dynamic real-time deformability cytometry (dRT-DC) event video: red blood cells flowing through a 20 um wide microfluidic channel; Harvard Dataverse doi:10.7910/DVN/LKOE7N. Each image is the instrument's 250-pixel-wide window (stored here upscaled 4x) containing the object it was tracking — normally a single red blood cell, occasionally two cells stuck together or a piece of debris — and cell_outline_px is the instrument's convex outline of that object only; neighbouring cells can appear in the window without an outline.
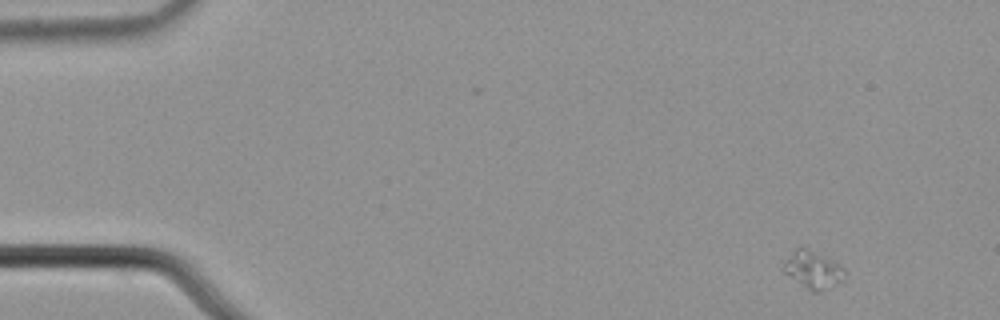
{"species": "common noctule bat (a hibernating species)", "species_latin": "Nyctalus noctula", "temperature_condition": "cold", "stored_images_in_passage": 6, "camera_frame_rate_fps": 3000, "um_per_image_px": 0.085, "animal": {"sex": "male", "body_mass_g": 21.5, "forearm_length_mm": 52.0}, "frame": {"image": 1, "passage_image": 1, "time_ms": 0.0, "image_size_px": [1000, 320], "cell_outline_px": [[844, 280], [820, 292], [812, 292], [784, 272], [780, 268], [784, 260], [796, 248], [804, 248], [828, 256], [840, 264], [844, 268]], "centroid_in_image_um": [69.11, 22.92], "position_along_channel_um": 15.9, "area_um2": 13.41}}
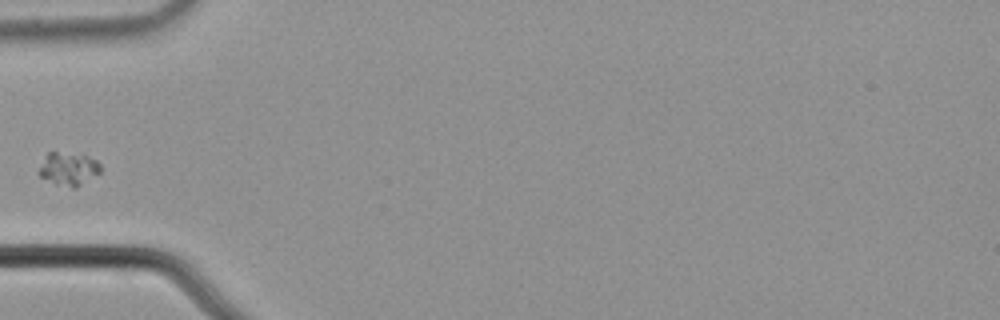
{"frame": {"image": 2, "passage_image": 5, "time_ms": 1.333, "image_size_px": [1000, 320], "cell_outline_px": [[100, 172], [76, 188], [72, 188], [56, 184], [40, 176], [36, 172], [48, 152], [56, 152], [88, 156], [96, 160], [100, 164]], "centroid_in_image_um": [5.8, 14.36], "position_along_channel_um": 79.2, "area_um2": 11.73}}
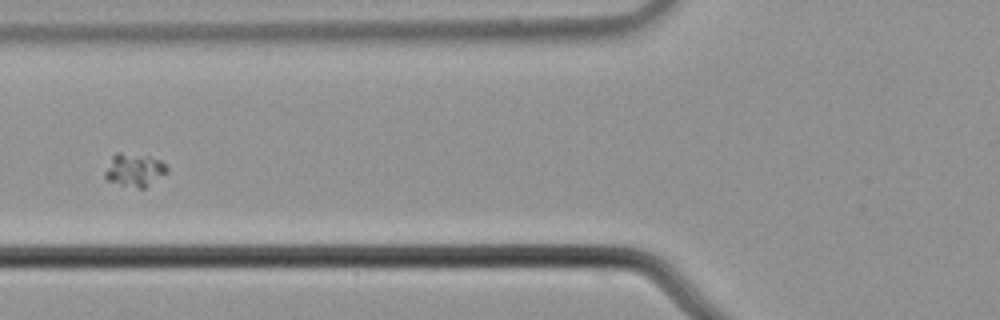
{"frame": {"image": 3, "passage_image": 6, "time_ms": 1.667, "image_size_px": [1000, 320], "cell_outline_px": [[168, 172], [144, 188], [140, 188], [120, 184], [108, 180], [104, 176], [104, 172], [112, 156], [116, 152], [120, 152], [148, 156], [160, 160], [168, 168]], "centroid_in_image_um": [11.42, 14.43], "position_along_channel_um": 114.4, "area_um2": 11.79}}